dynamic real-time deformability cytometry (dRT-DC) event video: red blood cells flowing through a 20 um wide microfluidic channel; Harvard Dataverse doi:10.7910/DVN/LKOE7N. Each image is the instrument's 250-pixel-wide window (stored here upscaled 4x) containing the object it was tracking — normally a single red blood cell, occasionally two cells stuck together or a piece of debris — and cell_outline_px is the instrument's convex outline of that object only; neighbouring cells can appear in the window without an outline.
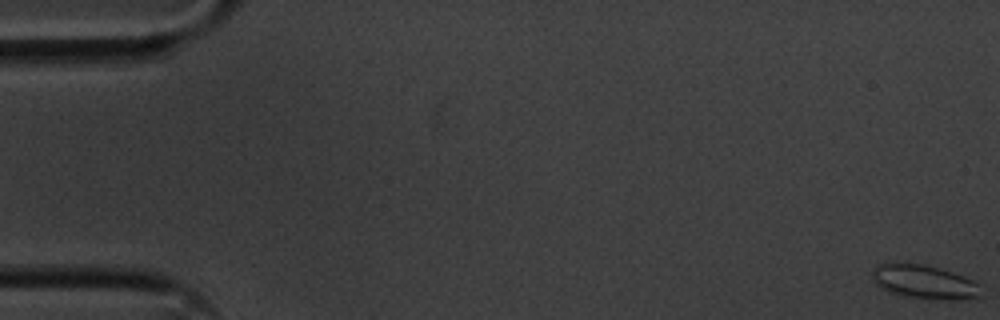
{"species": "common noctule bat (a hibernating species)", "species_latin": "Nyctalus noctula", "temperature_condition": "cold", "stored_images_in_passage": 12, "camera_frame_rate_fps": 3000, "um_per_image_px": 0.085, "animal": {"sex": "male", "body_mass_g": 20.1, "forearm_length_mm": 53.5}, "frame": {"image": 1, "passage_image": 1, "time_ms": 0.0, "image_size_px": [1000, 320], "cell_outline_px": [[980, 296], [968, 300], [948, 300], [900, 296], [888, 292], [876, 284], [872, 276], [872, 272], [876, 264], [892, 260], [924, 264], [952, 272], [964, 276], [980, 284]], "centroid_in_image_um": [78.52, 23.94], "position_along_channel_um": 6.5, "area_um2": 22.14}}